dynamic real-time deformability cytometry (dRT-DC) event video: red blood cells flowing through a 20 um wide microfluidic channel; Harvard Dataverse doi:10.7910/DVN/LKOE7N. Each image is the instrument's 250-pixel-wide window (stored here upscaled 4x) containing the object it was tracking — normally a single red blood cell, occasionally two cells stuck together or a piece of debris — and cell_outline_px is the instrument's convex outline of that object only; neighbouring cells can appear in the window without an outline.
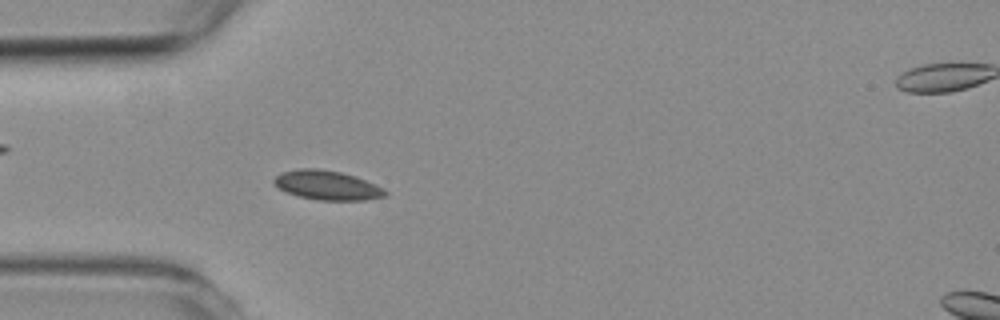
{"species": "common noctule bat (a hibernating species)", "species_latin": "Nyctalus noctula", "temperature_condition": "room temperature", "stored_images_in_passage": 6, "camera_frame_rate_fps": 3000, "um_per_image_px": 0.085, "animal": {"sex": "female", "body_mass_g": 19.3, "forearm_length_mm": 54.1}, "frame": {"image": 1, "passage_image": 5, "time_ms": 4.333, "image_size_px": [1000, 320], "cell_outline_px": [[388, 196], [364, 200], [316, 200], [300, 196], [288, 192], [280, 188], [272, 180], [280, 172], [300, 168], [316, 168], [340, 172], [356, 176], [376, 184], [384, 188], [388, 192]], "centroid_in_image_um": [27.85, 15.74], "position_along_channel_um": 57.1, "area_um2": 19.02}}